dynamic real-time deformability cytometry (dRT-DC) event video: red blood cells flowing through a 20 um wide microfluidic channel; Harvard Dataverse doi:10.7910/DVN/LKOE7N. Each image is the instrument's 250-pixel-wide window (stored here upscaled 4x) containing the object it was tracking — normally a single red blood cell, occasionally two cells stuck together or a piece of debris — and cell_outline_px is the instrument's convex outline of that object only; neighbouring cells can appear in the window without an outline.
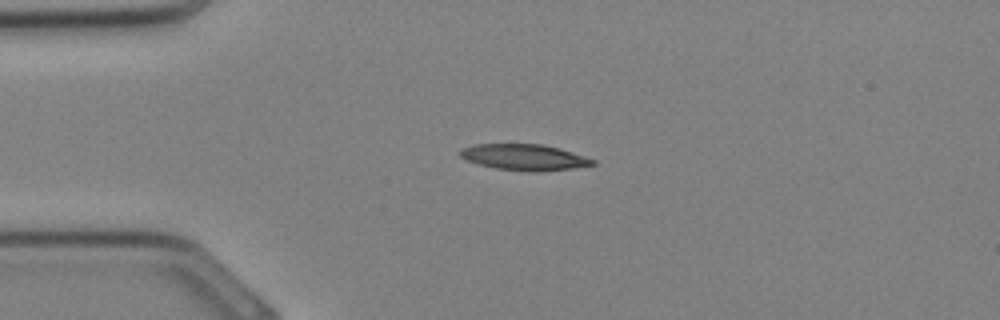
{"species": "Egyptian fruit bat (a non-hibernating species)", "species_latin": "Rousettus aegyptiacus", "temperature_condition": "cold", "stored_images_in_passage": 26, "camera_frame_rate_fps": 3000, "um_per_image_px": 0.085, "animal": {"sex": "female"}, "frame": {"image": 1, "passage_image": 1, "time_ms": 0.0, "image_size_px": [1000, 320], "cell_outline_px": [[596, 164], [572, 168], [536, 172], [496, 168], [480, 164], [468, 160], [460, 156], [460, 148], [472, 144], [544, 144], [560, 148], [596, 160]], "centroid_in_image_um": [44.57, 13.35], "position_along_channel_um": 40.4, "area_um2": 20.0}}
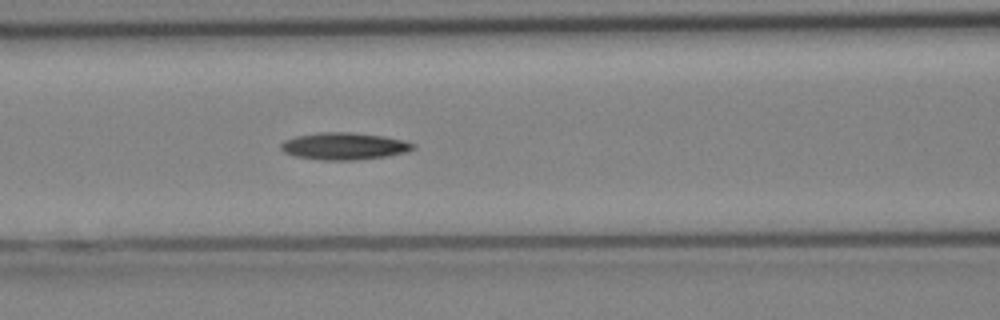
{"frame": {"image": 2, "passage_image": 7, "time_ms": 2.0, "image_size_px": [1000, 320], "cell_outline_px": [[416, 148], [408, 152], [384, 156], [356, 160], [324, 160], [296, 156], [284, 152], [280, 148], [280, 144], [284, 140], [296, 136], [320, 132], [352, 132], [384, 136], [404, 140], [416, 144]], "centroid_in_image_um": [29.28, 12.41], "position_along_channel_um": 137.3, "area_um2": 20.92}}
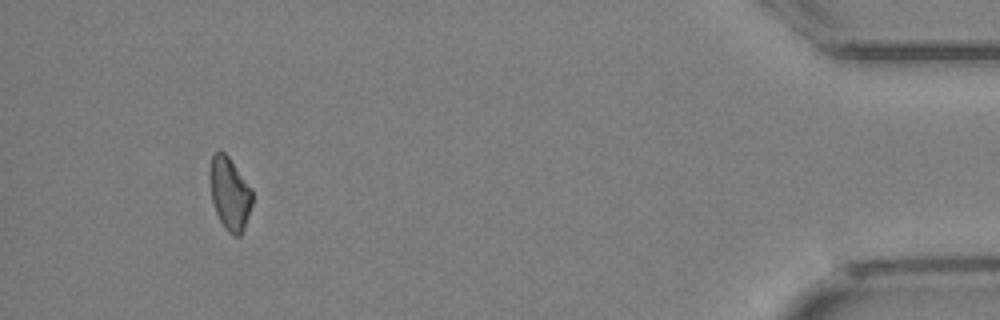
{"frame": {"image": 3, "passage_image": 24, "time_ms": 7.667, "image_size_px": [1000, 320], "cell_outline_px": [[252, 204], [248, 216], [240, 236], [232, 236], [224, 228], [216, 212], [212, 200], [212, 156], [216, 152], [224, 152], [228, 156], [252, 188]], "centroid_in_image_um": [19.57, 16.51], "position_along_channel_um": 415.6, "area_um2": 17.34}}